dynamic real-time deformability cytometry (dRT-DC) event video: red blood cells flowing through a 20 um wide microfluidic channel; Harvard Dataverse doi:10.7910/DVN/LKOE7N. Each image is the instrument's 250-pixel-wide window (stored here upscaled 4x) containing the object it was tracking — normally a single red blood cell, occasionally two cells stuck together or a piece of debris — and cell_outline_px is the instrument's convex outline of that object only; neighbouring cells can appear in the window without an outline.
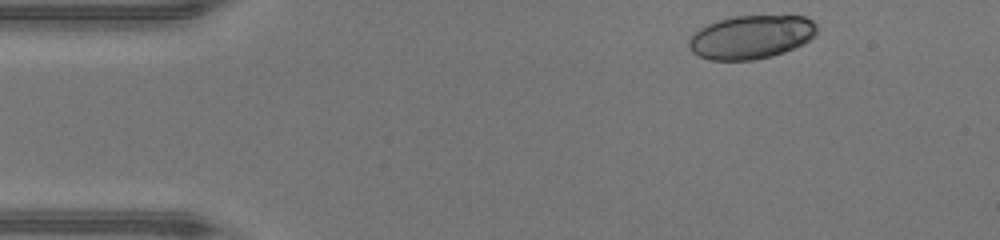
{"species": "human", "species_latin": "Homo sapiens", "temperature_condition": "warm", "stored_images_in_passage": 36, "camera_frame_rate_fps": 3000, "um_per_image_px": 0.085, "donor": {"sex": "male"}, "frame": {"image": 1, "passage_image": 1, "time_ms": 0.0, "image_size_px": [1000, 240], "cell_outline_px": [[816, 36], [804, 44], [784, 52], [772, 56], [756, 60], [712, 60], [700, 56], [692, 52], [688, 48], [688, 40], [692, 32], [708, 24], [720, 20], [736, 16], [804, 16], [812, 20], [816, 24]], "centroid_in_image_um": [63.84, 3.16], "position_along_channel_um": 21.2, "area_um2": 32.66}}
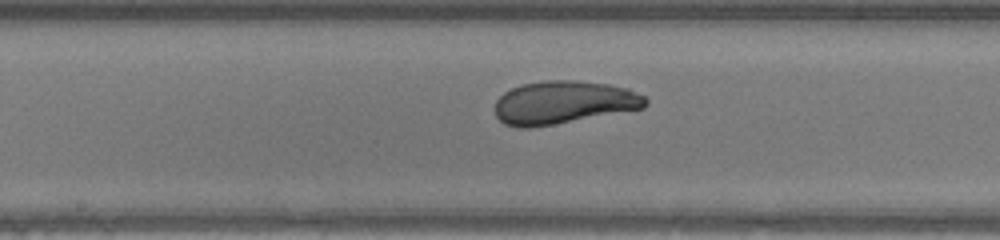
{"frame": {"image": 2, "passage_image": 19, "time_ms": 6.0, "image_size_px": [1000, 240], "cell_outline_px": [[648, 104], [644, 108], [552, 124], [528, 128], [520, 128], [504, 124], [496, 116], [496, 100], [504, 92], [520, 84], [544, 80], [572, 80], [608, 84], [628, 88], [644, 96], [648, 100]], "centroid_in_image_um": [47.89, 8.7], "position_along_channel_um": 200.3, "area_um2": 37.57}}
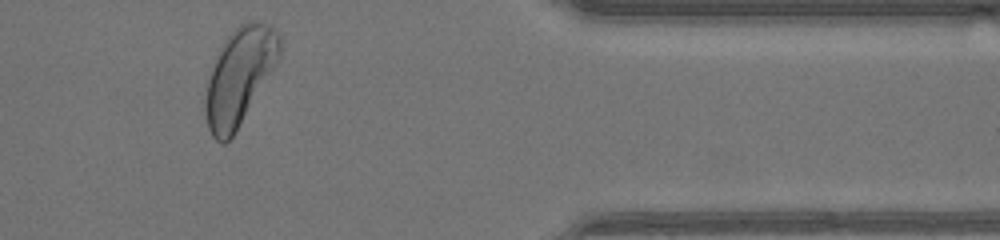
{"frame": {"image": 3, "passage_image": 34, "time_ms": 11.0, "image_size_px": [1000, 240], "cell_outline_px": [[280, 56], [276, 64], [232, 136], [224, 144], [220, 144], [212, 136], [208, 128], [204, 112], [204, 100], [208, 80], [216, 56], [224, 40], [240, 24], [248, 20], [260, 20], [268, 24], [280, 36]], "centroid_in_image_um": [20.33, 6.46], "position_along_channel_um": 391.1, "area_um2": 41.27}, "authors_computed_cell_mechanics": {"area_um2": 37.4833, "velocity_mm_per_s": 4.3781, "shape_relaxation_time_tau1_ms": 2.4718, "shape_relaxation_time_tau2_ms": null, "deformation_change_tau1": 0.1454, "deformation_change_tau2": null}}